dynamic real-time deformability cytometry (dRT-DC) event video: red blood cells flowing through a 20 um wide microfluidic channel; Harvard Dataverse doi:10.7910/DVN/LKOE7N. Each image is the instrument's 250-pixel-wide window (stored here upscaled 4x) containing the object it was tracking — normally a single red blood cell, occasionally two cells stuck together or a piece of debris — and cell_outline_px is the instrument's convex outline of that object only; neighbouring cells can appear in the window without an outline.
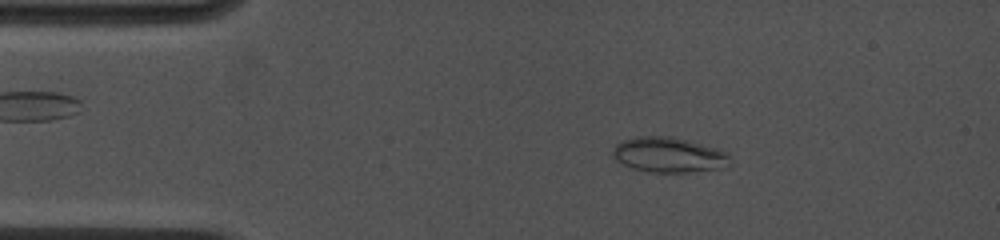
{"species": "common noctule bat (a hibernating species)", "species_latin": "Nyctalus noctula", "temperature_condition": "cold", "stored_images_in_passage": 36, "camera_frame_rate_fps": 4500, "um_per_image_px": 0.085, "animal": {"sex": "female", "body_mass_g": 19.0, "forearm_length_mm": 53.3}, "frame": {"image": 1, "passage_image": 7, "time_ms": 2.222, "image_size_px": [1000, 240], "cell_outline_px": [[728, 168], [688, 172], [648, 172], [632, 168], [616, 160], [612, 156], [612, 148], [616, 144], [624, 140], [640, 136], [672, 136], [688, 140], [716, 148], [728, 152]], "centroid_in_image_um": [56.84, 13.17], "position_along_channel_um": 28.2, "area_um2": 24.1}}
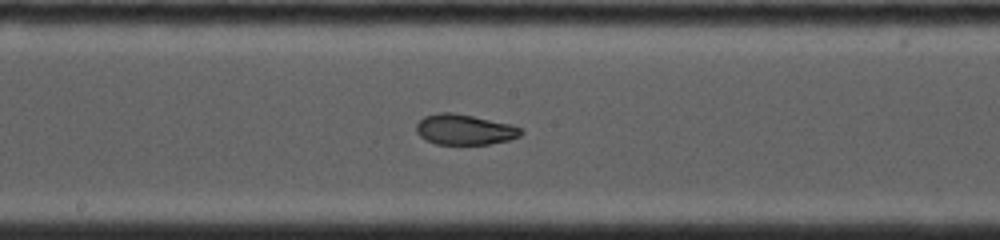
{"frame": {"image": 2, "passage_image": 23, "time_ms": 8.0, "image_size_px": [1000, 240], "cell_outline_px": [[524, 132], [520, 136], [508, 140], [488, 144], [436, 144], [424, 140], [416, 132], [416, 124], [424, 116], [436, 112], [452, 112], [472, 116], [508, 124], [524, 128]], "centroid_in_image_um": [39.46, 11.01], "position_along_channel_um": 208.7, "area_um2": 18.61}}
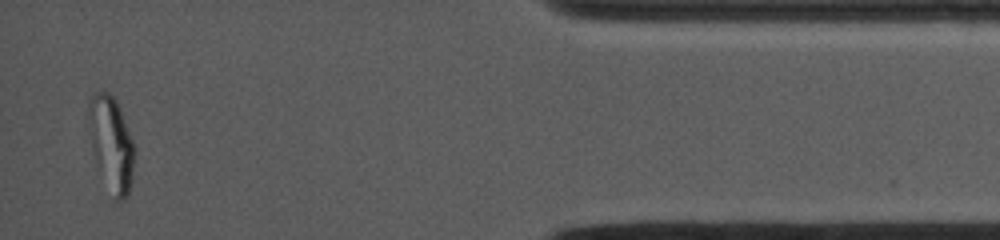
{"frame": {"image": 3, "passage_image": 36, "time_ms": 14.667, "image_size_px": [1000, 240], "cell_outline_px": [[132, 180], [128, 196], [124, 200], [116, 200], [96, 160], [92, 144], [88, 112], [92, 96], [96, 92], [108, 92], [116, 100], [132, 140]], "centroid_in_image_um": [9.47, 12.19], "position_along_channel_um": 425.7, "area_um2": 23.7}, "authors_computed_cell_mechanics": {"area_um2": 21.5016, "velocity_mm_per_s": 3.9711, "shape_relaxation_time_tau1_ms": null, "shape_relaxation_time_tau2_ms": 0.931, "deformation_change_tau1": null, "deformation_change_tau2": 0.0511}}